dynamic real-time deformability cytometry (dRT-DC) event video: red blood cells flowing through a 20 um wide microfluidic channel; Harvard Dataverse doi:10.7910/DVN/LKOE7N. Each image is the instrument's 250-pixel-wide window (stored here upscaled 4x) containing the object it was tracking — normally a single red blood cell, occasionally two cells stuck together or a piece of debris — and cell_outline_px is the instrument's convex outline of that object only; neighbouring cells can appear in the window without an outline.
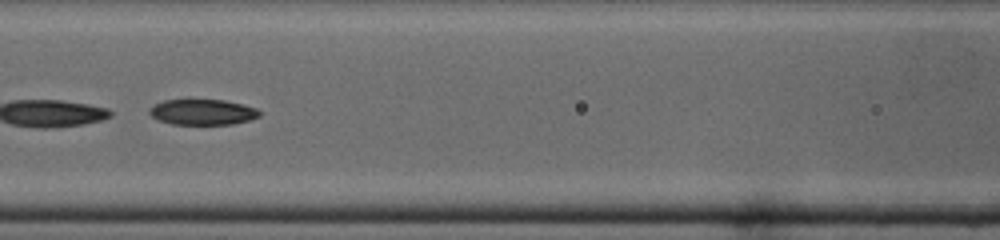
{"species": "common noctule bat (a hibernating species)", "species_latin": "Nyctalus noctula", "temperature_condition": "cold", "stored_images_in_passage": 41, "segment_of_instrument_passage": [2, 2], "camera_frame_rate_fps": 3000, "um_per_image_px": 0.085, "animal": {"sex": "male", "body_mass_g": 19.0, "forearm_length_mm": 50.8}, "frame": {"image": 1, "passage_image": 18, "time_ms": 5.667, "image_size_px": [1000, 240], "cell_outline_px": [[260, 116], [248, 120], [232, 124], [172, 124], [160, 120], [152, 116], [148, 112], [156, 104], [164, 100], [224, 100], [244, 104], [256, 108], [260, 112]], "centroid_in_image_um": [17.26, 9.52], "position_along_channel_um": 149.3, "area_um2": 16.18}}